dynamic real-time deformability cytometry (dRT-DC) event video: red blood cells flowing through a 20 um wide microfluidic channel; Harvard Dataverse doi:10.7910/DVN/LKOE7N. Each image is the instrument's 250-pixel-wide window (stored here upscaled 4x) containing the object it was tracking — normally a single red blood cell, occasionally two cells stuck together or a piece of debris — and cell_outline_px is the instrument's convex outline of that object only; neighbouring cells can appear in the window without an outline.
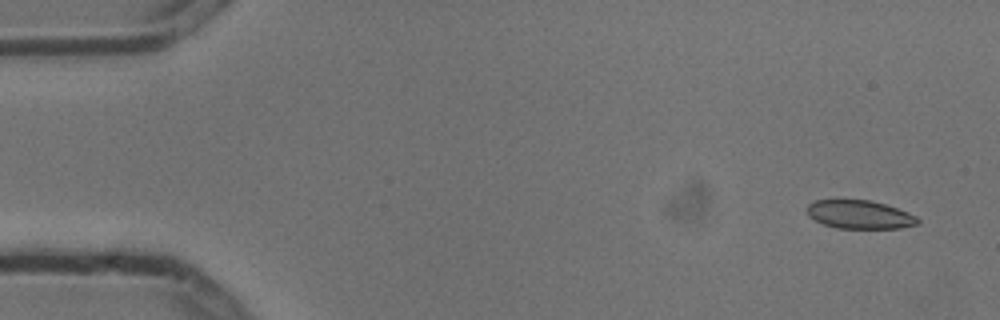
{"species": "common noctule bat (a hibernating species)", "species_latin": "Nyctalus noctula", "temperature_condition": "cold", "stored_images_in_passage": 5, "camera_frame_rate_fps": 3000, "um_per_image_px": 0.085, "animal": {"sex": "male", "body_mass_g": 13.3}, "frame": {"image": 1, "passage_image": 1, "time_ms": 0.0, "image_size_px": [1000, 320], "cell_outline_px": [[920, 224], [900, 228], [836, 228], [824, 224], [808, 216], [808, 204], [816, 200], [872, 200], [908, 212], [916, 216], [920, 220]], "centroid_in_image_um": [73.1, 18.24], "position_along_channel_um": 11.9, "area_um2": 18.26}}
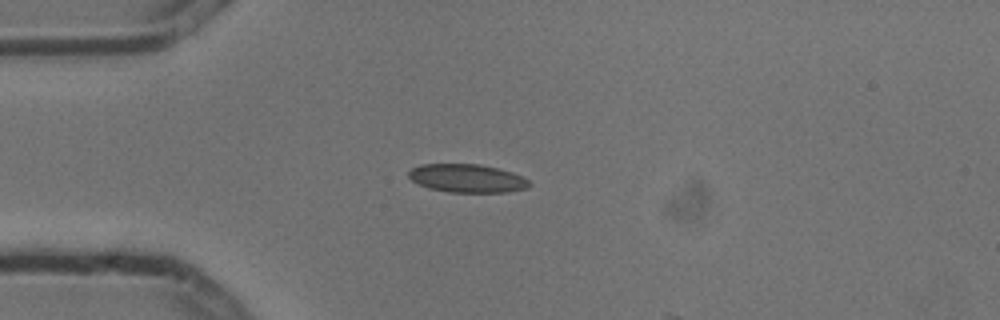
{"frame": {"image": 2, "passage_image": 4, "time_ms": 1.0, "image_size_px": [1000, 320], "cell_outline_px": [[532, 184], [528, 188], [508, 192], [448, 192], [428, 188], [412, 180], [408, 176], [408, 172], [412, 168], [420, 164], [480, 164], [512, 172], [528, 180]], "centroid_in_image_um": [39.71, 15.16], "position_along_channel_um": 45.3, "area_um2": 19.88}}